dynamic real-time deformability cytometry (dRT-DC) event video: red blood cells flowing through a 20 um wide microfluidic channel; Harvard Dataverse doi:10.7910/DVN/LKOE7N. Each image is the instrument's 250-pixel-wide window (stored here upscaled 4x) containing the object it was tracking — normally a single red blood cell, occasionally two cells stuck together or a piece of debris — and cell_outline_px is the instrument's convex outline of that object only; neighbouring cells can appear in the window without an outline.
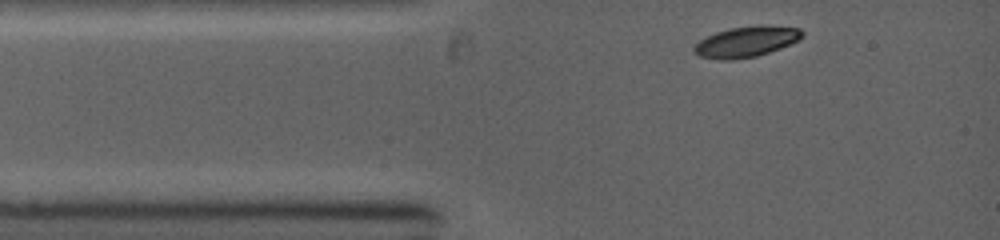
{"species": "common noctule bat (a hibernating species)", "species_latin": "Nyctalus noctula", "temperature_condition": "warm", "stored_images_in_passage": 38, "camera_frame_rate_fps": 5000, "um_per_image_px": 0.085, "animal": {"sex": "female", "body_mass_g": 19.0, "forearm_length_mm": 53.3}, "frame": {"image": 1, "passage_image": 1, "time_ms": 0.0, "image_size_px": [1000, 240], "cell_outline_px": [[804, 36], [800, 40], [780, 48], [756, 56], [732, 60], [720, 60], [700, 56], [692, 52], [692, 48], [700, 40], [716, 32], [732, 28], [756, 24], [760, 24], [800, 28], [804, 32]], "centroid_in_image_um": [63.46, 3.53], "position_along_channel_um": 21.5, "area_um2": 19.48}}
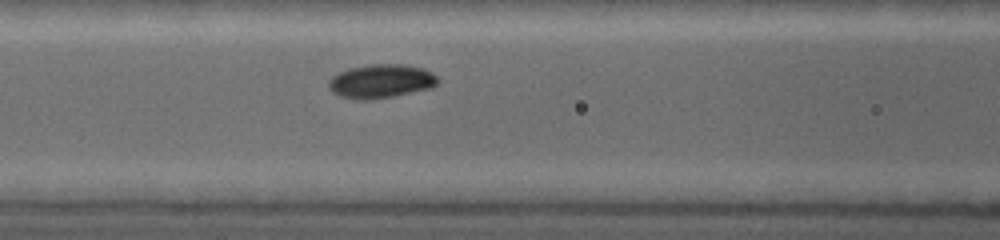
{"frame": {"image": 2, "passage_image": 12, "time_ms": 3.0, "image_size_px": [1000, 240], "cell_outline_px": [[440, 80], [432, 88], [372, 100], [356, 100], [340, 96], [332, 92], [328, 88], [328, 80], [332, 76], [348, 68], [372, 64], [404, 64], [424, 68], [432, 72]], "centroid_in_image_um": [32.38, 6.9], "position_along_channel_um": 134.2, "area_um2": 21.73}}
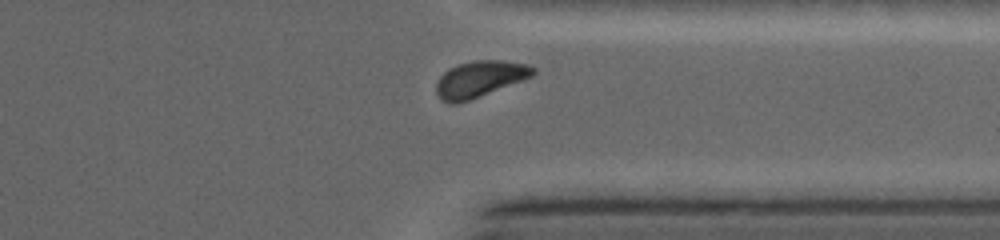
{"frame": {"image": 3, "passage_image": 34, "time_ms": 8.2, "image_size_px": [1000, 240], "cell_outline_px": [[536, 72], [532, 76], [468, 100], [456, 104], [448, 104], [440, 100], [436, 92], [436, 84], [440, 76], [448, 68], [460, 64], [476, 60], [504, 60], [528, 64], [536, 68]], "centroid_in_image_um": [40.75, 6.71], "position_along_channel_um": 370.6, "area_um2": 20.29}}